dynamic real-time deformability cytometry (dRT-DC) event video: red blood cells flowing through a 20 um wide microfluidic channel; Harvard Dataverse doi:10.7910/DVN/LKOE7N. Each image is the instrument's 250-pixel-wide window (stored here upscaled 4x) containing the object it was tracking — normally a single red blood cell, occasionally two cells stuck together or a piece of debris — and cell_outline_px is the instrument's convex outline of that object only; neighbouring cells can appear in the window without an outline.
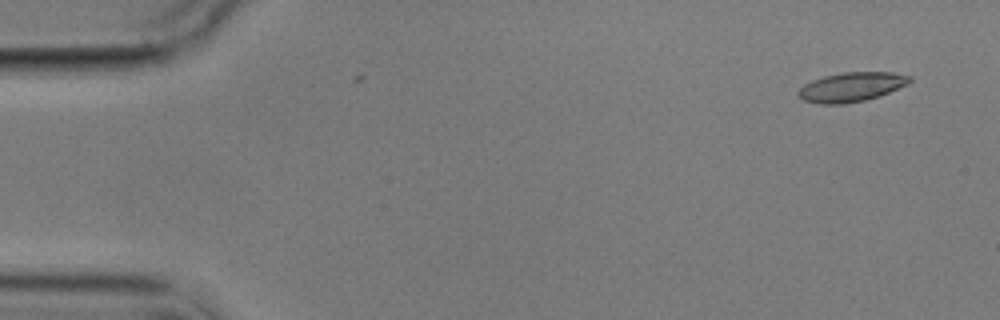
{"species": "common noctule bat (a hibernating species)", "species_latin": "Nyctalus noctula", "temperature_condition": "cold", "stored_images_in_passage": 4, "camera_frame_rate_fps": 3000, "um_per_image_px": 0.085, "animal": {"sex": "male", "body_mass_g": 17.9}, "frame": {"image": 1, "passage_image": 1, "time_ms": 0.0, "image_size_px": [1000, 320], "cell_outline_px": [[912, 80], [908, 84], [888, 92], [864, 100], [844, 104], [820, 104], [804, 100], [796, 92], [804, 84], [812, 80], [824, 76], [844, 72], [892, 72], [912, 76]], "centroid_in_image_um": [72.37, 7.38], "position_along_channel_um": 12.6, "area_um2": 18.9}}
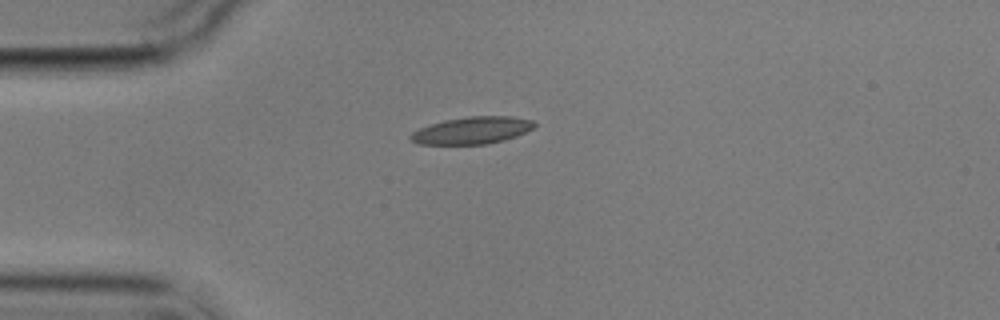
{"frame": {"image": 2, "passage_image": 4, "time_ms": 3.667, "image_size_px": [1000, 320], "cell_outline_px": [[536, 124], [532, 128], [516, 136], [504, 140], [488, 144], [420, 144], [412, 140], [408, 136], [412, 132], [420, 128], [444, 120], [468, 116], [512, 116], [532, 120]], "centroid_in_image_um": [40.13, 11.08], "position_along_channel_um": 44.9, "area_um2": 19.42}}